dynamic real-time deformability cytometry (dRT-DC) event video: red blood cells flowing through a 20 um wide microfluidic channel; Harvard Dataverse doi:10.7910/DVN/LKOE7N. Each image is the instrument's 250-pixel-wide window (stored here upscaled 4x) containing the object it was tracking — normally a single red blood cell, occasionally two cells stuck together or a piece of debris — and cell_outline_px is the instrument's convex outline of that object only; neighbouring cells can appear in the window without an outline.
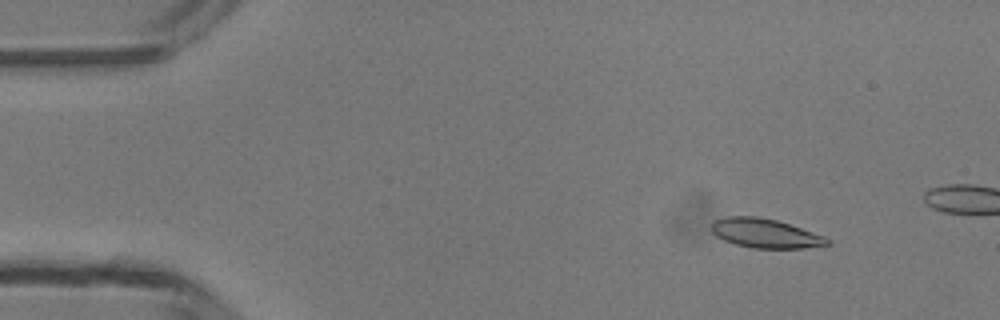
{"species": "common noctule bat (a hibernating species)", "species_latin": "Nyctalus noctula", "temperature_condition": "room temperature", "stored_images_in_passage": 12, "camera_frame_rate_fps": 3000, "um_per_image_px": 0.085, "animal": {"sex": "male", "body_mass_g": 13.3}, "frame": {"image": 1, "passage_image": 4, "time_ms": 1.0, "image_size_px": [1000, 320], "cell_outline_px": [[832, 244], [804, 248], [752, 248], [736, 244], [724, 240], [716, 236], [712, 232], [712, 224], [716, 220], [728, 216], [756, 216], [776, 220], [824, 236], [832, 240]], "centroid_in_image_um": [65.06, 19.84], "position_along_channel_um": 19.9, "area_um2": 19.54}}